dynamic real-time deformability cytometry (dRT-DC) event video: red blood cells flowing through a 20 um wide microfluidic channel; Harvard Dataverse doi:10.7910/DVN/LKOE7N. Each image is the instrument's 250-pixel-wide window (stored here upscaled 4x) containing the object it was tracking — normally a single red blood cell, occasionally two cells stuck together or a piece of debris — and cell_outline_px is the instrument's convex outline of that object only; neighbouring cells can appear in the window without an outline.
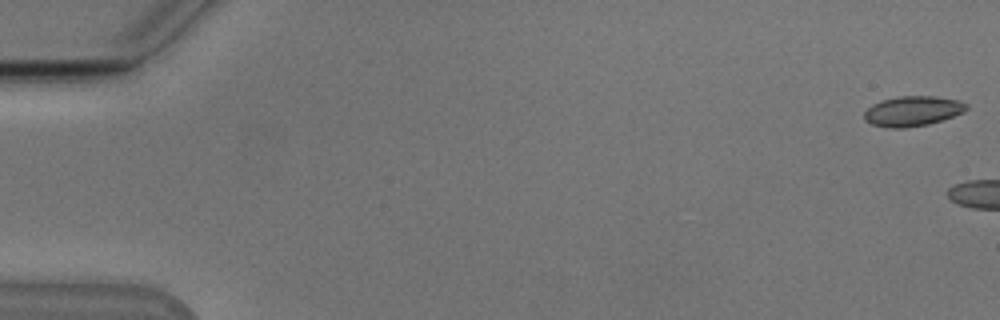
{"species": "Egyptian fruit bat (a non-hibernating species)", "species_latin": "Rousettus aegyptiacus", "temperature_condition": "cold", "stored_images_in_passage": 14, "camera_frame_rate_fps": 3000, "um_per_image_px": 0.085, "animal": {"sex": "male"}, "frame": {"image": 1, "passage_image": 1, "time_ms": 0.0, "image_size_px": [1000, 320], "cell_outline_px": [[968, 108], [964, 112], [928, 124], [904, 128], [888, 128], [872, 124], [864, 120], [864, 112], [872, 104], [880, 100], [896, 96], [936, 96], [956, 100], [968, 104]], "centroid_in_image_um": [77.54, 9.43], "position_along_channel_um": 7.5, "area_um2": 17.92}}